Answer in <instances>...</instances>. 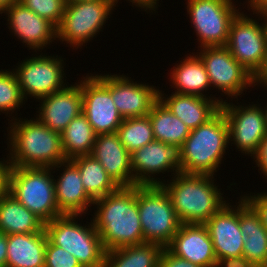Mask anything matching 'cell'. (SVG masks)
I'll use <instances>...</instances> for the list:
<instances>
[{"label": "cell", "mask_w": 267, "mask_h": 267, "mask_svg": "<svg viewBox=\"0 0 267 267\" xmlns=\"http://www.w3.org/2000/svg\"><path fill=\"white\" fill-rule=\"evenodd\" d=\"M232 0H188L187 10L200 47L225 46L231 22L240 13Z\"/></svg>", "instance_id": "cell-9"}, {"label": "cell", "mask_w": 267, "mask_h": 267, "mask_svg": "<svg viewBox=\"0 0 267 267\" xmlns=\"http://www.w3.org/2000/svg\"><path fill=\"white\" fill-rule=\"evenodd\" d=\"M50 169L10 166L8 172L7 191L44 223L63 215L58 210Z\"/></svg>", "instance_id": "cell-5"}, {"label": "cell", "mask_w": 267, "mask_h": 267, "mask_svg": "<svg viewBox=\"0 0 267 267\" xmlns=\"http://www.w3.org/2000/svg\"><path fill=\"white\" fill-rule=\"evenodd\" d=\"M166 248L175 256L200 267L216 266L212 239L204 224L181 223Z\"/></svg>", "instance_id": "cell-17"}, {"label": "cell", "mask_w": 267, "mask_h": 267, "mask_svg": "<svg viewBox=\"0 0 267 267\" xmlns=\"http://www.w3.org/2000/svg\"><path fill=\"white\" fill-rule=\"evenodd\" d=\"M228 203L204 223L212 239L216 259L243 255L244 236L239 226V205Z\"/></svg>", "instance_id": "cell-18"}, {"label": "cell", "mask_w": 267, "mask_h": 267, "mask_svg": "<svg viewBox=\"0 0 267 267\" xmlns=\"http://www.w3.org/2000/svg\"><path fill=\"white\" fill-rule=\"evenodd\" d=\"M40 113L37 118L42 124L59 134L68 124L82 113V94L80 84L67 86L40 99Z\"/></svg>", "instance_id": "cell-21"}, {"label": "cell", "mask_w": 267, "mask_h": 267, "mask_svg": "<svg viewBox=\"0 0 267 267\" xmlns=\"http://www.w3.org/2000/svg\"><path fill=\"white\" fill-rule=\"evenodd\" d=\"M78 215L63 214L45 223L48 240L72 254L82 267H104L105 249L98 231L75 223Z\"/></svg>", "instance_id": "cell-6"}, {"label": "cell", "mask_w": 267, "mask_h": 267, "mask_svg": "<svg viewBox=\"0 0 267 267\" xmlns=\"http://www.w3.org/2000/svg\"><path fill=\"white\" fill-rule=\"evenodd\" d=\"M162 250V246L150 242L108 250L104 267H158Z\"/></svg>", "instance_id": "cell-28"}, {"label": "cell", "mask_w": 267, "mask_h": 267, "mask_svg": "<svg viewBox=\"0 0 267 267\" xmlns=\"http://www.w3.org/2000/svg\"><path fill=\"white\" fill-rule=\"evenodd\" d=\"M257 267L253 262L249 261L243 255L239 257H227L217 259L215 267Z\"/></svg>", "instance_id": "cell-38"}, {"label": "cell", "mask_w": 267, "mask_h": 267, "mask_svg": "<svg viewBox=\"0 0 267 267\" xmlns=\"http://www.w3.org/2000/svg\"><path fill=\"white\" fill-rule=\"evenodd\" d=\"M138 209L144 242L166 248L179 230L181 222L162 185H138Z\"/></svg>", "instance_id": "cell-7"}, {"label": "cell", "mask_w": 267, "mask_h": 267, "mask_svg": "<svg viewBox=\"0 0 267 267\" xmlns=\"http://www.w3.org/2000/svg\"><path fill=\"white\" fill-rule=\"evenodd\" d=\"M62 61L60 57L42 55L23 61L15 75L24 99L28 94L41 99L65 88Z\"/></svg>", "instance_id": "cell-12"}, {"label": "cell", "mask_w": 267, "mask_h": 267, "mask_svg": "<svg viewBox=\"0 0 267 267\" xmlns=\"http://www.w3.org/2000/svg\"><path fill=\"white\" fill-rule=\"evenodd\" d=\"M199 57L205 65L210 84L228 96L237 97L254 84L253 76L232 57L226 46L203 47Z\"/></svg>", "instance_id": "cell-11"}, {"label": "cell", "mask_w": 267, "mask_h": 267, "mask_svg": "<svg viewBox=\"0 0 267 267\" xmlns=\"http://www.w3.org/2000/svg\"><path fill=\"white\" fill-rule=\"evenodd\" d=\"M176 66L171 73L172 83L177 88L175 93L206 97L201 91L207 90L211 84L205 65L198 54L186 57Z\"/></svg>", "instance_id": "cell-29"}, {"label": "cell", "mask_w": 267, "mask_h": 267, "mask_svg": "<svg viewBox=\"0 0 267 267\" xmlns=\"http://www.w3.org/2000/svg\"><path fill=\"white\" fill-rule=\"evenodd\" d=\"M159 92V99L169 108L173 115L177 116L190 130L196 129L206 123L219 110L223 99L217 100L211 97L184 95L174 93L167 99ZM163 98L165 100H163Z\"/></svg>", "instance_id": "cell-23"}, {"label": "cell", "mask_w": 267, "mask_h": 267, "mask_svg": "<svg viewBox=\"0 0 267 267\" xmlns=\"http://www.w3.org/2000/svg\"><path fill=\"white\" fill-rule=\"evenodd\" d=\"M212 177L207 174L177 173L173 177L175 180L161 184L170 196L181 223L204 224L226 204Z\"/></svg>", "instance_id": "cell-2"}, {"label": "cell", "mask_w": 267, "mask_h": 267, "mask_svg": "<svg viewBox=\"0 0 267 267\" xmlns=\"http://www.w3.org/2000/svg\"><path fill=\"white\" fill-rule=\"evenodd\" d=\"M119 187L135 186L130 153L123 146L118 133L99 134L91 154Z\"/></svg>", "instance_id": "cell-20"}, {"label": "cell", "mask_w": 267, "mask_h": 267, "mask_svg": "<svg viewBox=\"0 0 267 267\" xmlns=\"http://www.w3.org/2000/svg\"><path fill=\"white\" fill-rule=\"evenodd\" d=\"M239 226L244 236L243 256L257 267L267 263V230L255 210L241 198Z\"/></svg>", "instance_id": "cell-24"}, {"label": "cell", "mask_w": 267, "mask_h": 267, "mask_svg": "<svg viewBox=\"0 0 267 267\" xmlns=\"http://www.w3.org/2000/svg\"><path fill=\"white\" fill-rule=\"evenodd\" d=\"M243 13H239L231 22L226 47L232 57L252 76L261 67L267 43L265 26Z\"/></svg>", "instance_id": "cell-10"}, {"label": "cell", "mask_w": 267, "mask_h": 267, "mask_svg": "<svg viewBox=\"0 0 267 267\" xmlns=\"http://www.w3.org/2000/svg\"><path fill=\"white\" fill-rule=\"evenodd\" d=\"M71 161L78 167L83 187L93 201L103 198L119 188L106 173L101 163L92 155L78 156Z\"/></svg>", "instance_id": "cell-30"}, {"label": "cell", "mask_w": 267, "mask_h": 267, "mask_svg": "<svg viewBox=\"0 0 267 267\" xmlns=\"http://www.w3.org/2000/svg\"><path fill=\"white\" fill-rule=\"evenodd\" d=\"M46 231L7 235L6 267H45Z\"/></svg>", "instance_id": "cell-25"}, {"label": "cell", "mask_w": 267, "mask_h": 267, "mask_svg": "<svg viewBox=\"0 0 267 267\" xmlns=\"http://www.w3.org/2000/svg\"><path fill=\"white\" fill-rule=\"evenodd\" d=\"M18 121H14L9 134L13 152L9 158L10 166L55 168L66 161L61 134L38 119Z\"/></svg>", "instance_id": "cell-3"}, {"label": "cell", "mask_w": 267, "mask_h": 267, "mask_svg": "<svg viewBox=\"0 0 267 267\" xmlns=\"http://www.w3.org/2000/svg\"><path fill=\"white\" fill-rule=\"evenodd\" d=\"M233 105L225 101L220 105L228 124L229 140L232 139L242 153L252 156L267 135L263 108L255 104L249 107Z\"/></svg>", "instance_id": "cell-15"}, {"label": "cell", "mask_w": 267, "mask_h": 267, "mask_svg": "<svg viewBox=\"0 0 267 267\" xmlns=\"http://www.w3.org/2000/svg\"><path fill=\"white\" fill-rule=\"evenodd\" d=\"M133 3H136L135 5L141 7V8H146L151 10V9H155V5L157 4L156 1L158 0H130Z\"/></svg>", "instance_id": "cell-44"}, {"label": "cell", "mask_w": 267, "mask_h": 267, "mask_svg": "<svg viewBox=\"0 0 267 267\" xmlns=\"http://www.w3.org/2000/svg\"><path fill=\"white\" fill-rule=\"evenodd\" d=\"M3 163L0 161V197L7 191L8 188V172L10 168L9 161Z\"/></svg>", "instance_id": "cell-41"}, {"label": "cell", "mask_w": 267, "mask_h": 267, "mask_svg": "<svg viewBox=\"0 0 267 267\" xmlns=\"http://www.w3.org/2000/svg\"><path fill=\"white\" fill-rule=\"evenodd\" d=\"M25 7L47 19L56 28L65 12V0H19Z\"/></svg>", "instance_id": "cell-34"}, {"label": "cell", "mask_w": 267, "mask_h": 267, "mask_svg": "<svg viewBox=\"0 0 267 267\" xmlns=\"http://www.w3.org/2000/svg\"><path fill=\"white\" fill-rule=\"evenodd\" d=\"M117 133L130 154L155 140L148 116L123 119Z\"/></svg>", "instance_id": "cell-32"}, {"label": "cell", "mask_w": 267, "mask_h": 267, "mask_svg": "<svg viewBox=\"0 0 267 267\" xmlns=\"http://www.w3.org/2000/svg\"><path fill=\"white\" fill-rule=\"evenodd\" d=\"M24 97L15 72L0 71V111H14L23 103ZM22 102V103H21Z\"/></svg>", "instance_id": "cell-33"}, {"label": "cell", "mask_w": 267, "mask_h": 267, "mask_svg": "<svg viewBox=\"0 0 267 267\" xmlns=\"http://www.w3.org/2000/svg\"><path fill=\"white\" fill-rule=\"evenodd\" d=\"M62 165H65V171L58 181L54 180L58 210L62 214L81 215L94 201L83 187L78 167L71 160H66L56 166L59 168Z\"/></svg>", "instance_id": "cell-22"}, {"label": "cell", "mask_w": 267, "mask_h": 267, "mask_svg": "<svg viewBox=\"0 0 267 267\" xmlns=\"http://www.w3.org/2000/svg\"><path fill=\"white\" fill-rule=\"evenodd\" d=\"M158 267H200L185 259L172 254L167 248H163L160 254Z\"/></svg>", "instance_id": "cell-37"}, {"label": "cell", "mask_w": 267, "mask_h": 267, "mask_svg": "<svg viewBox=\"0 0 267 267\" xmlns=\"http://www.w3.org/2000/svg\"><path fill=\"white\" fill-rule=\"evenodd\" d=\"M130 159L136 185H161L162 181L151 178L154 173L169 169L175 170L174 175L181 173V147L178 145L154 140L131 153Z\"/></svg>", "instance_id": "cell-14"}, {"label": "cell", "mask_w": 267, "mask_h": 267, "mask_svg": "<svg viewBox=\"0 0 267 267\" xmlns=\"http://www.w3.org/2000/svg\"><path fill=\"white\" fill-rule=\"evenodd\" d=\"M95 76L109 89L113 102L124 119L147 116L159 99V89L133 81L131 83L123 75Z\"/></svg>", "instance_id": "cell-16"}, {"label": "cell", "mask_w": 267, "mask_h": 267, "mask_svg": "<svg viewBox=\"0 0 267 267\" xmlns=\"http://www.w3.org/2000/svg\"><path fill=\"white\" fill-rule=\"evenodd\" d=\"M7 235L0 232V267H6Z\"/></svg>", "instance_id": "cell-42"}, {"label": "cell", "mask_w": 267, "mask_h": 267, "mask_svg": "<svg viewBox=\"0 0 267 267\" xmlns=\"http://www.w3.org/2000/svg\"><path fill=\"white\" fill-rule=\"evenodd\" d=\"M253 82L255 86L260 83L267 88V43L263 63L259 70L253 75ZM256 82L257 84H255Z\"/></svg>", "instance_id": "cell-40"}, {"label": "cell", "mask_w": 267, "mask_h": 267, "mask_svg": "<svg viewBox=\"0 0 267 267\" xmlns=\"http://www.w3.org/2000/svg\"><path fill=\"white\" fill-rule=\"evenodd\" d=\"M263 113H264V119H265V123L267 127V106H266V110H263Z\"/></svg>", "instance_id": "cell-48"}, {"label": "cell", "mask_w": 267, "mask_h": 267, "mask_svg": "<svg viewBox=\"0 0 267 267\" xmlns=\"http://www.w3.org/2000/svg\"><path fill=\"white\" fill-rule=\"evenodd\" d=\"M251 9L256 11V14L267 11V0H249Z\"/></svg>", "instance_id": "cell-43"}, {"label": "cell", "mask_w": 267, "mask_h": 267, "mask_svg": "<svg viewBox=\"0 0 267 267\" xmlns=\"http://www.w3.org/2000/svg\"><path fill=\"white\" fill-rule=\"evenodd\" d=\"M260 14H262L263 16V18H264V20L266 21V23L264 24V26H265V30H266V35H267V11H264V12H262V13H260ZM265 16V17H264Z\"/></svg>", "instance_id": "cell-47"}, {"label": "cell", "mask_w": 267, "mask_h": 267, "mask_svg": "<svg viewBox=\"0 0 267 267\" xmlns=\"http://www.w3.org/2000/svg\"><path fill=\"white\" fill-rule=\"evenodd\" d=\"M45 223L6 191L0 197V232L6 235L38 233Z\"/></svg>", "instance_id": "cell-26"}, {"label": "cell", "mask_w": 267, "mask_h": 267, "mask_svg": "<svg viewBox=\"0 0 267 267\" xmlns=\"http://www.w3.org/2000/svg\"><path fill=\"white\" fill-rule=\"evenodd\" d=\"M45 267H82L77 258L47 239Z\"/></svg>", "instance_id": "cell-35"}, {"label": "cell", "mask_w": 267, "mask_h": 267, "mask_svg": "<svg viewBox=\"0 0 267 267\" xmlns=\"http://www.w3.org/2000/svg\"><path fill=\"white\" fill-rule=\"evenodd\" d=\"M256 158V163L258 167H260V170L262 173L265 174V177L267 176V135L263 138V140L260 142V145L258 146L257 150L253 154V158Z\"/></svg>", "instance_id": "cell-39"}, {"label": "cell", "mask_w": 267, "mask_h": 267, "mask_svg": "<svg viewBox=\"0 0 267 267\" xmlns=\"http://www.w3.org/2000/svg\"><path fill=\"white\" fill-rule=\"evenodd\" d=\"M96 137L97 134L83 113L75 117L61 133L66 160L91 154Z\"/></svg>", "instance_id": "cell-31"}, {"label": "cell", "mask_w": 267, "mask_h": 267, "mask_svg": "<svg viewBox=\"0 0 267 267\" xmlns=\"http://www.w3.org/2000/svg\"><path fill=\"white\" fill-rule=\"evenodd\" d=\"M93 219L105 251L144 243L138 209V185L119 187L93 203Z\"/></svg>", "instance_id": "cell-1"}, {"label": "cell", "mask_w": 267, "mask_h": 267, "mask_svg": "<svg viewBox=\"0 0 267 267\" xmlns=\"http://www.w3.org/2000/svg\"><path fill=\"white\" fill-rule=\"evenodd\" d=\"M19 0H0V12L10 6L12 3L17 2Z\"/></svg>", "instance_id": "cell-45"}, {"label": "cell", "mask_w": 267, "mask_h": 267, "mask_svg": "<svg viewBox=\"0 0 267 267\" xmlns=\"http://www.w3.org/2000/svg\"><path fill=\"white\" fill-rule=\"evenodd\" d=\"M228 143V124L220 109L186 138L181 147V173L213 175Z\"/></svg>", "instance_id": "cell-4"}, {"label": "cell", "mask_w": 267, "mask_h": 267, "mask_svg": "<svg viewBox=\"0 0 267 267\" xmlns=\"http://www.w3.org/2000/svg\"><path fill=\"white\" fill-rule=\"evenodd\" d=\"M156 141L182 147L191 130L158 99L147 115Z\"/></svg>", "instance_id": "cell-27"}, {"label": "cell", "mask_w": 267, "mask_h": 267, "mask_svg": "<svg viewBox=\"0 0 267 267\" xmlns=\"http://www.w3.org/2000/svg\"><path fill=\"white\" fill-rule=\"evenodd\" d=\"M81 94L82 113L95 133L117 132L124 118L117 110L109 89L96 76L88 75L81 80Z\"/></svg>", "instance_id": "cell-13"}, {"label": "cell", "mask_w": 267, "mask_h": 267, "mask_svg": "<svg viewBox=\"0 0 267 267\" xmlns=\"http://www.w3.org/2000/svg\"><path fill=\"white\" fill-rule=\"evenodd\" d=\"M80 1H95V0H65L66 4H70V3H76V2H80ZM117 0H115V3L117 4Z\"/></svg>", "instance_id": "cell-46"}, {"label": "cell", "mask_w": 267, "mask_h": 267, "mask_svg": "<svg viewBox=\"0 0 267 267\" xmlns=\"http://www.w3.org/2000/svg\"><path fill=\"white\" fill-rule=\"evenodd\" d=\"M7 12L9 27L19 39L33 49H43L57 38V28L47 19L37 15L21 2L12 3L0 14Z\"/></svg>", "instance_id": "cell-19"}, {"label": "cell", "mask_w": 267, "mask_h": 267, "mask_svg": "<svg viewBox=\"0 0 267 267\" xmlns=\"http://www.w3.org/2000/svg\"><path fill=\"white\" fill-rule=\"evenodd\" d=\"M114 4L115 0L66 4L62 20L57 27V38L67 41L72 47H81L101 30Z\"/></svg>", "instance_id": "cell-8"}, {"label": "cell", "mask_w": 267, "mask_h": 267, "mask_svg": "<svg viewBox=\"0 0 267 267\" xmlns=\"http://www.w3.org/2000/svg\"><path fill=\"white\" fill-rule=\"evenodd\" d=\"M254 196V197H253ZM242 197L259 215L260 221L267 230V193H260L257 196Z\"/></svg>", "instance_id": "cell-36"}]
</instances>
